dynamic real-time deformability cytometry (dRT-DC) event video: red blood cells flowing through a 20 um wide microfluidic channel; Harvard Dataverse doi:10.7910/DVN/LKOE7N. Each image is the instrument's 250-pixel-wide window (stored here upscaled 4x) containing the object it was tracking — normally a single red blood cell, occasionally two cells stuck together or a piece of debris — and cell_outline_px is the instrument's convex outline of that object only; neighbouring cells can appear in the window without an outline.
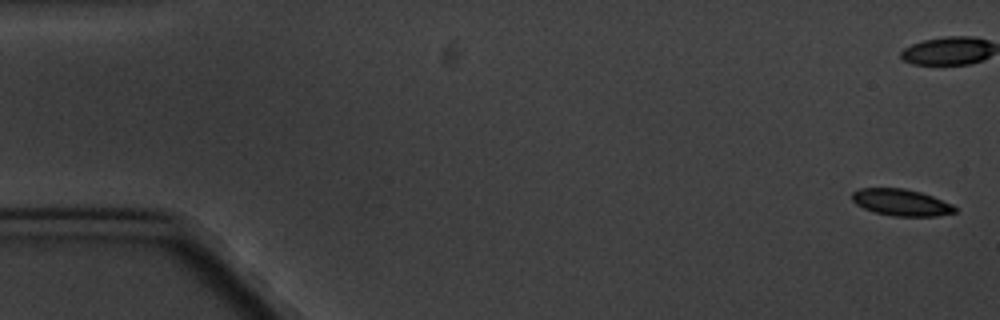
{"species": "common noctule bat (a hibernating species)", "species_latin": "Nyctalus noctula", "temperature_condition": "cold", "stored_images_in_passage": 5, "camera_frame_rate_fps": 3000, "um_per_image_px": 0.085, "animal": {"sex": "male", "body_mass_g": 20.1, "forearm_length_mm": 53.5}, "frame": {"image": 1, "passage_image": 1, "time_ms": 0.0, "image_size_px": [1000, 320], "cell_outline_px": [[956, 212], [936, 216], [892, 216], [876, 212], [864, 208], [856, 204], [852, 200], [852, 192], [860, 188], [904, 188], [920, 192], [932, 196], [952, 204], [956, 208]], "centroid_in_image_um": [76.59, 17.2], "position_along_channel_um": 8.4, "area_um2": 15.9}}